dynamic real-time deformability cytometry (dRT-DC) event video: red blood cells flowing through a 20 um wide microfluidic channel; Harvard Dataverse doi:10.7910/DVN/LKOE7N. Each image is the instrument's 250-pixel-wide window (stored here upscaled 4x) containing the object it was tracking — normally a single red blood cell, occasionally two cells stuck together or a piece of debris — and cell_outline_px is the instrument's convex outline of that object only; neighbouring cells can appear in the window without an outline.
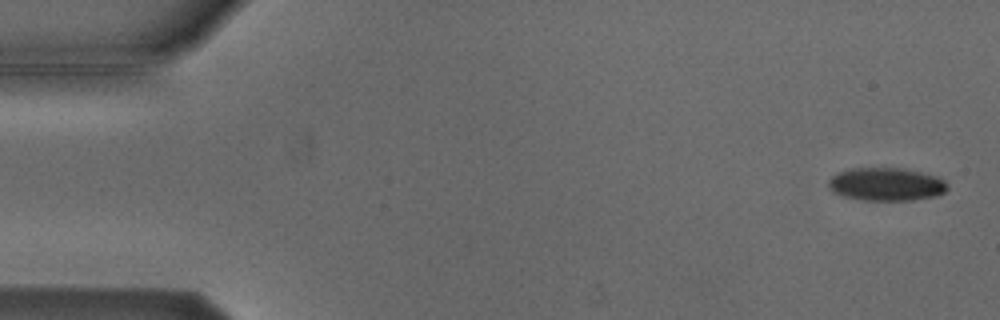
{"species": "Egyptian fruit bat (a non-hibernating species)", "species_latin": "Rousettus aegyptiacus", "temperature_condition": "cold", "stored_images_in_passage": 5, "camera_frame_rate_fps": 3000, "um_per_image_px": 0.085, "animal": {"sex": "male"}, "frame": {"image": 1, "passage_image": 1, "time_ms": 0.0, "image_size_px": [1000, 320], "cell_outline_px": [[948, 188], [944, 192], [936, 196], [912, 200], [860, 200], [844, 196], [832, 192], [828, 188], [828, 180], [832, 176], [840, 172], [852, 168], [904, 168], [936, 176], [944, 180], [948, 184]], "centroid_in_image_um": [75.32, 15.66], "position_along_channel_um": 9.7, "area_um2": 23.0}}